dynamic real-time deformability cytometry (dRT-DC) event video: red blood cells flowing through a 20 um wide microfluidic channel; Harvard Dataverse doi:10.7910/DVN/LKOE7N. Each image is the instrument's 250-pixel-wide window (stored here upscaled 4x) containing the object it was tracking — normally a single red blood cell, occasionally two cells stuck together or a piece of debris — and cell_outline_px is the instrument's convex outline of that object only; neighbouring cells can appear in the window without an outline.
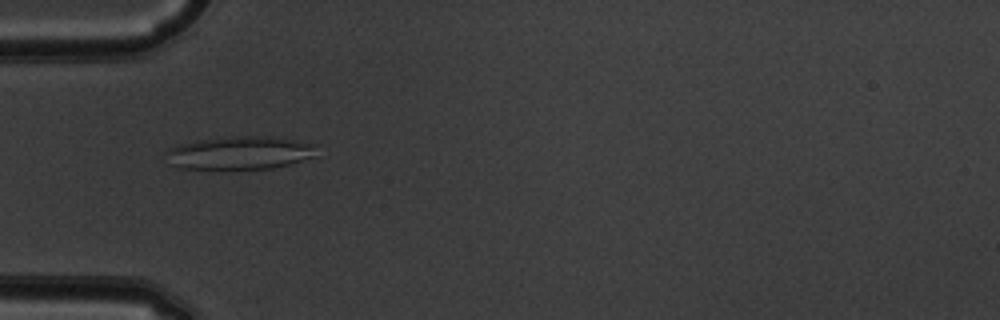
{"species": "common noctule bat (a hibernating species)", "species_latin": "Nyctalus noctula", "temperature_condition": "warm", "stored_images_in_passage": 33, "camera_frame_rate_fps": 3000, "um_per_image_px": 0.085, "animal": {"sex": "male", "body_mass_g": 19.5, "forearm_length_mm": 54.6}, "frame": {"image": 1, "passage_image": 5, "time_ms": 1.333, "image_size_px": [1000, 320], "cell_outline_px": [[316, 156], [288, 164], [272, 168], [176, 168], [168, 164], [164, 152], [176, 144], [196, 140], [232, 136], [268, 136], [316, 144]], "centroid_in_image_um": [20.31, 12.98], "position_along_channel_um": 64.7, "area_um2": 29.07}}
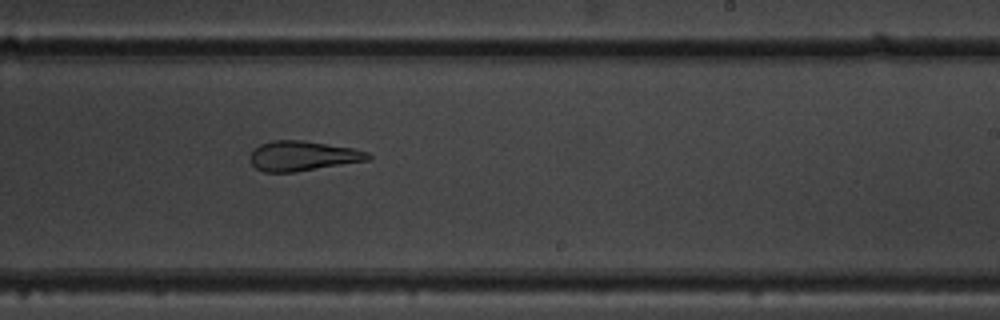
{"frame": {"image": 2, "passage_image": 20, "time_ms": 6.333, "image_size_px": [1000, 320], "cell_outline_px": [[372, 156], [368, 160], [292, 172], [264, 172], [256, 168], [248, 160], [248, 156], [252, 148], [260, 144], [272, 140], [304, 140], [352, 148], [368, 152]], "centroid_in_image_um": [25.65, 13.24], "position_along_channel_um": 263.4, "area_um2": 20.58}}
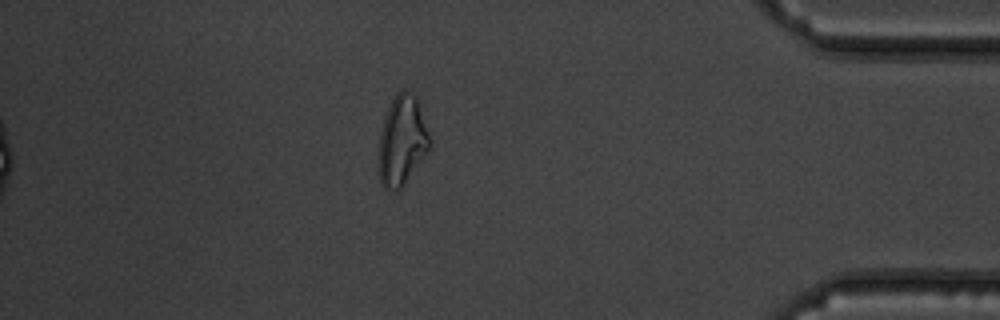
{"frame": {"image": 3, "passage_image": 33, "time_ms": 10.667, "image_size_px": [1000, 320], "cell_outline_px": [[432, 144], [404, 184], [396, 192], [384, 188], [380, 180], [380, 132], [384, 116], [396, 92], [400, 88], [404, 88], [412, 92], [416, 96], [432, 140]], "centroid_in_image_um": [34.2, 11.89], "position_along_channel_um": 401.0, "area_um2": 26.53}, "authors_computed_cell_mechanics": {"area_um2": 21.6172, "velocity_mm_per_s": 4.0107, "shape_relaxation_time_tau1_ms": null, "shape_relaxation_time_tau2_ms": 3.1411, "deformation_change_tau1": null, "deformation_change_tau2": 0.1311}}